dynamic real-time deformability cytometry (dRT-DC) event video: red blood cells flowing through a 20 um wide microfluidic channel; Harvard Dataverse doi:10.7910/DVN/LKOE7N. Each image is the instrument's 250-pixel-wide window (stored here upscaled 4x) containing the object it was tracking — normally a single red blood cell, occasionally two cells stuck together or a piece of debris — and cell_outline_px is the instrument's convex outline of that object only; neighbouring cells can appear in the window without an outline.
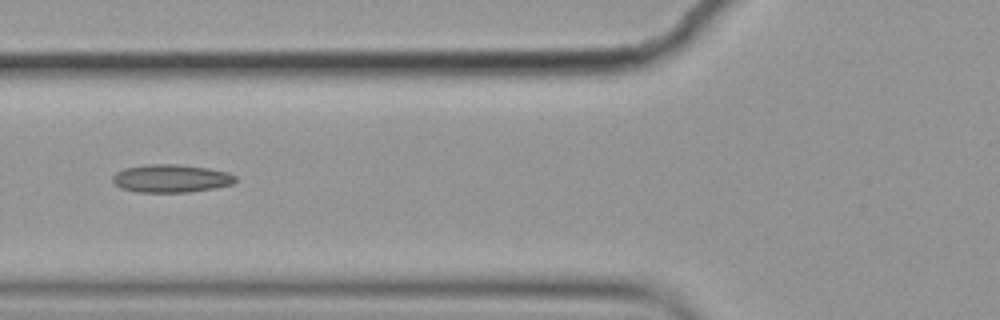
{"species": "common noctule bat (a hibernating species)", "species_latin": "Nyctalus noctula", "temperature_condition": "cold", "stored_images_in_passage": 6, "camera_frame_rate_fps": 3000, "um_per_image_px": 0.085, "animal": {"sex": "female", "body_mass_g": 19.9}, "frame": {"image": 1, "passage_image": 6, "time_ms": 1.667, "image_size_px": [1000, 320], "cell_outline_px": [[236, 180], [232, 184], [216, 188], [188, 192], [136, 192], [120, 188], [112, 180], [112, 176], [116, 172], [124, 168], [144, 164], [180, 164], [208, 168], [228, 172], [236, 176]], "centroid_in_image_um": [14.53, 15.16], "position_along_channel_um": 111.3, "area_um2": 20.23}}